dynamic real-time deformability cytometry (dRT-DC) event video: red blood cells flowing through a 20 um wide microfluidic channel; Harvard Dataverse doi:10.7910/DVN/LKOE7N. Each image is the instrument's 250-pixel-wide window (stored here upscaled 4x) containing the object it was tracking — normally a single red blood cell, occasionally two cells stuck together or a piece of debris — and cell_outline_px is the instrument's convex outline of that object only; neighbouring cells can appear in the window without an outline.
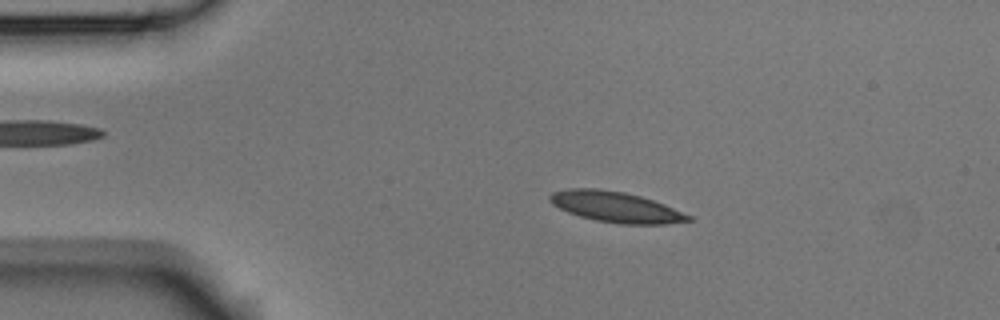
{"species": "Egyptian fruit bat (a non-hibernating species)", "species_latin": "Rousettus aegyptiacus", "temperature_condition": "room temperature", "stored_images_in_passage": 5, "camera_frame_rate_fps": 3000, "um_per_image_px": 0.085, "animal": {"sex": "male"}, "frame": {"image": 1, "passage_image": 3, "time_ms": 0.667, "image_size_px": [1000, 320], "cell_outline_px": [[692, 220], [664, 224], [620, 224], [596, 220], [580, 216], [568, 212], [552, 204], [548, 200], [548, 196], [552, 192], [568, 188], [596, 188], [624, 192], [640, 196], [664, 204], [692, 216]], "centroid_in_image_um": [52.31, 17.58], "position_along_channel_um": 32.7, "area_um2": 24.62}}
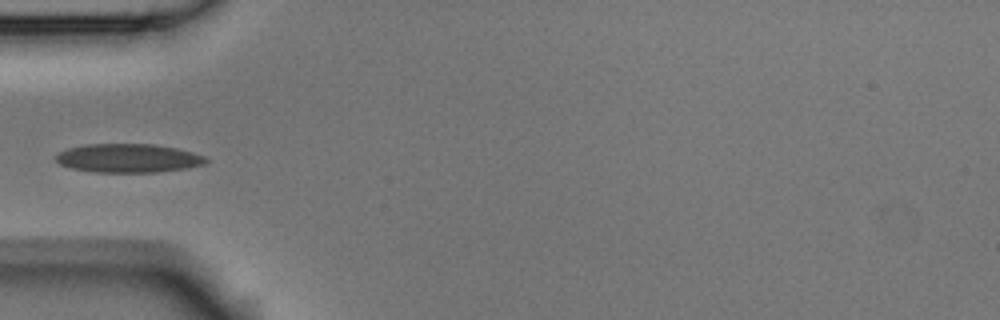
{"frame": {"image": 2, "passage_image": 5, "time_ms": 1.333, "image_size_px": [1000, 320], "cell_outline_px": [[208, 164], [188, 168], [156, 172], [92, 172], [72, 168], [60, 164], [56, 160], [56, 156], [60, 152], [68, 148], [84, 144], [156, 144], [176, 148], [192, 152], [204, 156], [208, 160]], "centroid_in_image_um": [10.94, 13.44], "position_along_channel_um": 74.1, "area_um2": 25.2}}